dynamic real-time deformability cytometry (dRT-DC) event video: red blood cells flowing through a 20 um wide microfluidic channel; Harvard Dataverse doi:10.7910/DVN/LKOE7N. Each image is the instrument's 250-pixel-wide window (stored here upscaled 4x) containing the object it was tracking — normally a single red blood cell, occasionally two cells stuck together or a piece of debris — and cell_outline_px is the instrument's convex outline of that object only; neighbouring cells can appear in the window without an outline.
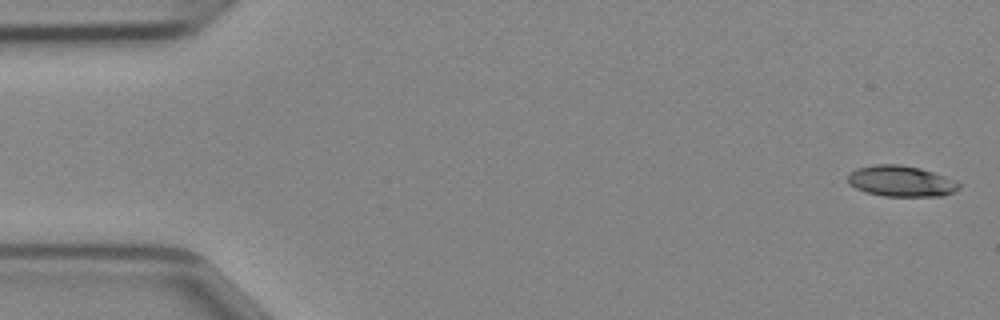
{"species": "Egyptian fruit bat (a non-hibernating species)", "species_latin": "Rousettus aegyptiacus", "temperature_condition": "cold", "stored_images_in_passage": 46, "camera_frame_rate_fps": 3000, "um_per_image_px": 0.085, "animal": {"sex": "female"}, "frame": {"image": 1, "passage_image": 1, "time_ms": 0.0, "image_size_px": [1000, 320], "cell_outline_px": [[960, 188], [944, 196], [884, 196], [868, 192], [856, 188], [848, 184], [848, 176], [856, 168], [876, 164], [900, 164], [920, 168], [944, 176], [960, 184]], "centroid_in_image_um": [76.57, 15.39], "position_along_channel_um": 8.4, "area_um2": 19.83}}
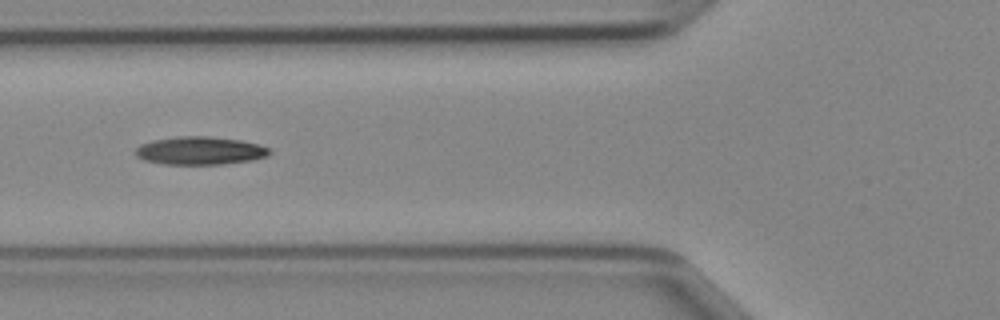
{"frame": {"image": 2, "passage_image": 17, "time_ms": 5.333, "image_size_px": [1000, 320], "cell_outline_px": [[272, 152], [268, 156], [252, 160], [220, 164], [164, 164], [144, 160], [136, 156], [136, 148], [140, 144], [152, 140], [176, 136], [208, 136], [240, 140], [256, 144], [268, 148]], "centroid_in_image_um": [16.98, 12.8], "position_along_channel_um": 108.8, "area_um2": 21.85}}
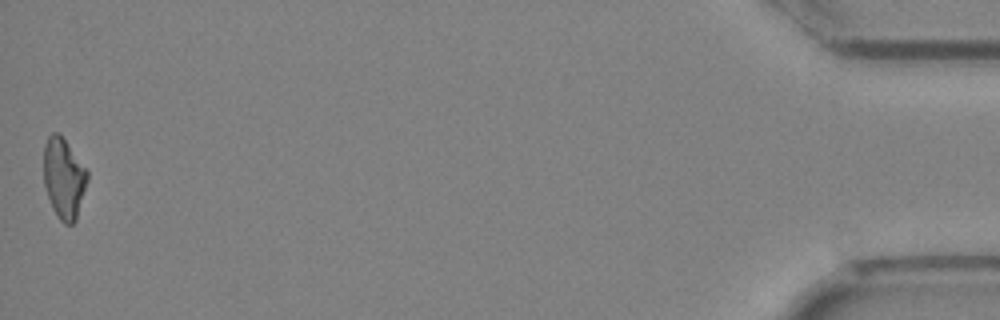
{"frame": {"image": 3, "passage_image": 46, "time_ms": 15.0, "image_size_px": [1000, 320], "cell_outline_px": [[88, 180], [76, 220], [72, 224], [64, 224], [60, 220], [52, 208], [44, 184], [44, 144], [48, 136], [52, 132], [60, 132], [88, 172]], "centroid_in_image_um": [5.42, 15.13], "position_along_channel_um": 429.8, "area_um2": 20.52}}